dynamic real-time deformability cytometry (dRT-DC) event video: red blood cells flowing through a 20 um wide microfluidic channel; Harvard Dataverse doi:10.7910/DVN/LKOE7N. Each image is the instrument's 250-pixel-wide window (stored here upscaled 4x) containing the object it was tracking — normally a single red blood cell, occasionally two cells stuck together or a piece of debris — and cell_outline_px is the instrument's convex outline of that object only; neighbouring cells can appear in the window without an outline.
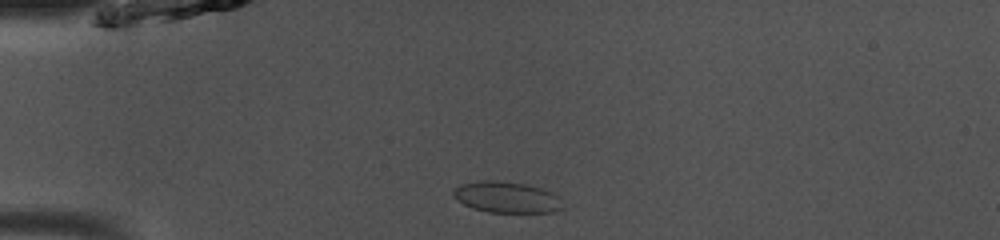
{"species": "common noctule bat (a hibernating species)", "species_latin": "Nyctalus noctula", "temperature_condition": "room temperature", "stored_images_in_passage": 39, "camera_frame_rate_fps": 3000, "um_per_image_px": 0.085, "animal": {"sex": "male", "body_mass_g": 13.0, "forearm_length_mm": 53.1}, "frame": {"image": 1, "passage_image": 2, "time_ms": 0.333, "image_size_px": [1000, 240], "cell_outline_px": [[564, 208], [552, 212], [488, 212], [472, 208], [456, 200], [452, 196], [452, 192], [460, 184], [484, 180], [496, 180], [524, 184], [540, 188], [552, 192], [556, 196]], "centroid_in_image_um": [43.01, 16.76], "position_along_channel_um": 42.0, "area_um2": 19.71}}
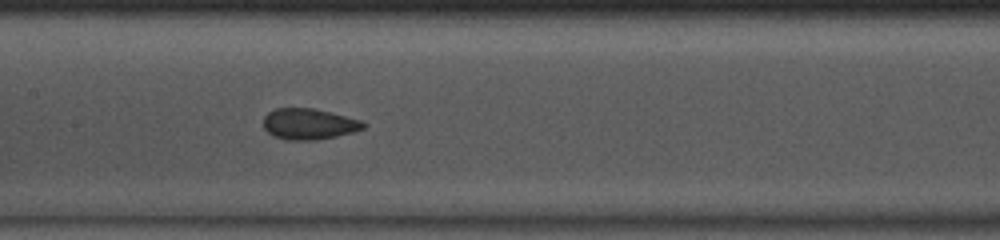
{"frame": {"image": 2, "passage_image": 14, "time_ms": 4.333, "image_size_px": [1000, 240], "cell_outline_px": [[368, 124], [364, 128], [352, 132], [336, 136], [316, 140], [288, 140], [272, 136], [264, 128], [264, 116], [268, 112], [276, 108], [312, 108], [360, 120]], "centroid_in_image_um": [26.23, 10.55], "position_along_channel_um": 181.2, "area_um2": 17.92}}
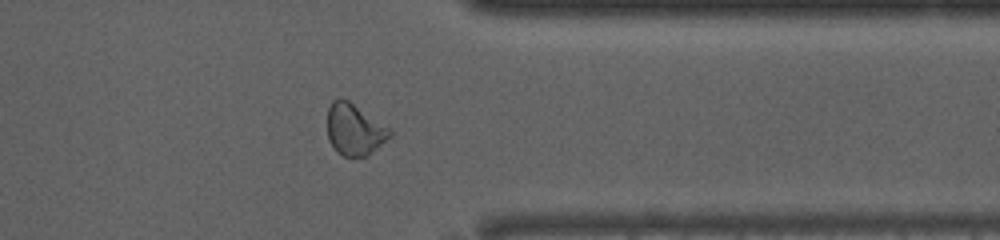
{"frame": {"image": 3, "passage_image": 29, "time_ms": 9.333, "image_size_px": [1000, 240], "cell_outline_px": [[392, 136], [368, 156], [344, 156], [336, 152], [328, 140], [328, 108], [332, 100], [340, 96], [348, 100], [388, 128], [392, 132]], "centroid_in_image_um": [30.1, 11.02], "position_along_channel_um": 381.3, "area_um2": 18.67}, "authors_computed_cell_mechanics": {"area_um2": 18.6116, "velocity_mm_per_s": 4.0804, "shape_relaxation_time_tau1_ms": null, "shape_relaxation_time_tau2_ms": 1.5201, "deformation_change_tau1": null, "deformation_change_tau2": 0.0531}}